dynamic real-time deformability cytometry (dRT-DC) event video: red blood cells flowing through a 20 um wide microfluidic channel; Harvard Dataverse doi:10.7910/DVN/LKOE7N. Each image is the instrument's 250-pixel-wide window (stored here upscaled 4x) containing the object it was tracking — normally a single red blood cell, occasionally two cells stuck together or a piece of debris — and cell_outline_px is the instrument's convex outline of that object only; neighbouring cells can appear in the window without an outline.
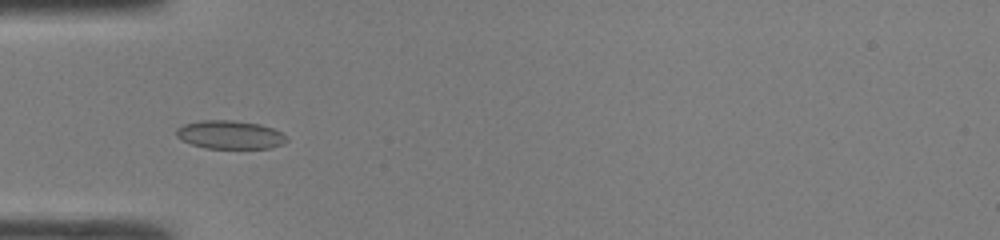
{"species": "common noctule bat (a hibernating species)", "species_latin": "Nyctalus noctula", "temperature_condition": "room temperature", "stored_images_in_passage": 34, "camera_frame_rate_fps": 3000, "um_per_image_px": 0.085, "animal": {"sex": "male", "body_mass_g": 19.0, "forearm_length_mm": 50.8}, "frame": {"image": 1, "passage_image": 8, "time_ms": 2.333, "image_size_px": [1000, 240], "cell_outline_px": [[288, 140], [284, 144], [272, 148], [204, 148], [192, 144], [176, 136], [176, 128], [184, 124], [200, 120], [232, 120], [260, 124], [272, 128], [288, 136]], "centroid_in_image_um": [19.58, 11.45], "position_along_channel_um": 65.4, "area_um2": 18.32}}
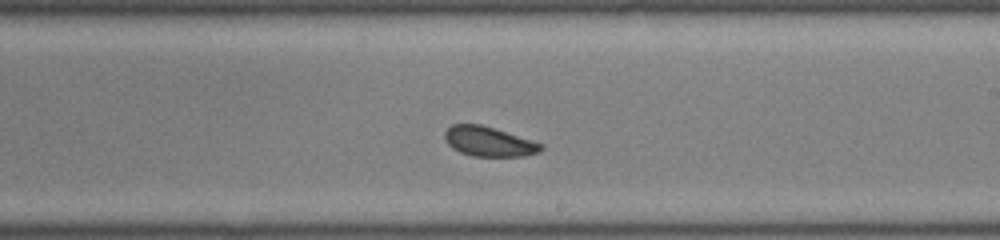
{"frame": {"image": 2, "passage_image": 21, "time_ms": 6.667, "image_size_px": [1000, 240], "cell_outline_px": [[544, 148], [540, 152], [524, 156], [472, 156], [460, 152], [452, 148], [444, 140], [444, 132], [452, 124], [480, 124], [544, 144]], "centroid_in_image_um": [41.54, 12.04], "position_along_channel_um": 247.5, "area_um2": 16.65}}
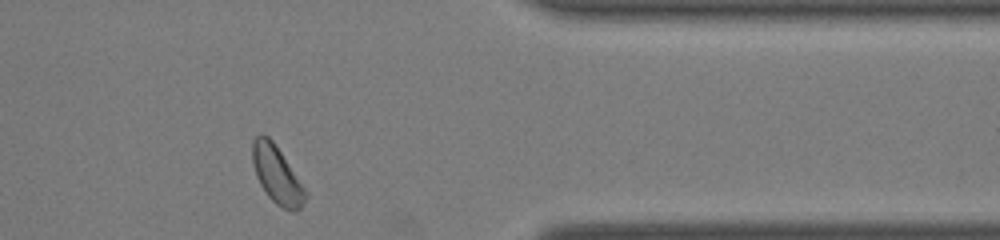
{"frame": {"image": 3, "passage_image": 32, "time_ms": 10.333, "image_size_px": [1000, 240], "cell_outline_px": [[308, 196], [300, 208], [296, 212], [292, 212], [276, 204], [268, 196], [260, 184], [256, 176], [252, 160], [252, 140], [260, 132], [264, 132], [272, 140], [308, 192]], "centroid_in_image_um": [23.53, 14.85], "position_along_channel_um": 387.9, "area_um2": 17.8}, "authors_computed_cell_mechanics": {"area_um2": 17.5134, "velocity_mm_per_s": 4.2319, "shape_relaxation_time_tau1_ms": 2.9187, "shape_relaxation_time_tau2_ms": 1.9082, "deformation_change_tau1": 0.049, "deformation_change_tau2": 0.0563}}